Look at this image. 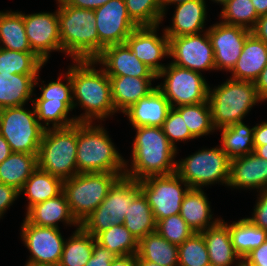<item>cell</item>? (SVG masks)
I'll return each instance as SVG.
<instances>
[{
  "label": "cell",
  "instance_id": "6da1fadb",
  "mask_svg": "<svg viewBox=\"0 0 267 266\" xmlns=\"http://www.w3.org/2000/svg\"><path fill=\"white\" fill-rule=\"evenodd\" d=\"M68 68L73 93V109L79 104L85 113L76 117L77 122L104 120L116 111L112 101L111 81L102 68H94L95 60H74ZM76 100V101H74ZM78 102V103H77Z\"/></svg>",
  "mask_w": 267,
  "mask_h": 266
},
{
  "label": "cell",
  "instance_id": "7a4b0ae2",
  "mask_svg": "<svg viewBox=\"0 0 267 266\" xmlns=\"http://www.w3.org/2000/svg\"><path fill=\"white\" fill-rule=\"evenodd\" d=\"M136 130L132 147L131 168L125 176L136 181L150 176L169 175L176 171L177 149L169 142L162 127L141 126Z\"/></svg>",
  "mask_w": 267,
  "mask_h": 266
},
{
  "label": "cell",
  "instance_id": "3957f363",
  "mask_svg": "<svg viewBox=\"0 0 267 266\" xmlns=\"http://www.w3.org/2000/svg\"><path fill=\"white\" fill-rule=\"evenodd\" d=\"M57 2L62 52L73 60H95L99 56V35L94 10Z\"/></svg>",
  "mask_w": 267,
  "mask_h": 266
},
{
  "label": "cell",
  "instance_id": "277c9868",
  "mask_svg": "<svg viewBox=\"0 0 267 266\" xmlns=\"http://www.w3.org/2000/svg\"><path fill=\"white\" fill-rule=\"evenodd\" d=\"M77 123L78 173L107 172L125 176L128 163L118 153L104 127Z\"/></svg>",
  "mask_w": 267,
  "mask_h": 266
},
{
  "label": "cell",
  "instance_id": "5b68a950",
  "mask_svg": "<svg viewBox=\"0 0 267 266\" xmlns=\"http://www.w3.org/2000/svg\"><path fill=\"white\" fill-rule=\"evenodd\" d=\"M209 86L208 101L215 129L241 122L259 98L254 82L227 79L218 87Z\"/></svg>",
  "mask_w": 267,
  "mask_h": 266
},
{
  "label": "cell",
  "instance_id": "8992f818",
  "mask_svg": "<svg viewBox=\"0 0 267 266\" xmlns=\"http://www.w3.org/2000/svg\"><path fill=\"white\" fill-rule=\"evenodd\" d=\"M76 155L77 123L45 129L37 155L38 168L62 180L69 179L78 174Z\"/></svg>",
  "mask_w": 267,
  "mask_h": 266
},
{
  "label": "cell",
  "instance_id": "52a82bcc",
  "mask_svg": "<svg viewBox=\"0 0 267 266\" xmlns=\"http://www.w3.org/2000/svg\"><path fill=\"white\" fill-rule=\"evenodd\" d=\"M120 177L117 173L91 172L63 180V193L79 225L100 205Z\"/></svg>",
  "mask_w": 267,
  "mask_h": 266
},
{
  "label": "cell",
  "instance_id": "ba28073f",
  "mask_svg": "<svg viewBox=\"0 0 267 266\" xmlns=\"http://www.w3.org/2000/svg\"><path fill=\"white\" fill-rule=\"evenodd\" d=\"M230 162L231 160L220 146L202 149L181 161H176L175 173L190 188L201 189L203 186L217 182L228 185Z\"/></svg>",
  "mask_w": 267,
  "mask_h": 266
},
{
  "label": "cell",
  "instance_id": "9c48e42d",
  "mask_svg": "<svg viewBox=\"0 0 267 266\" xmlns=\"http://www.w3.org/2000/svg\"><path fill=\"white\" fill-rule=\"evenodd\" d=\"M140 191L136 180L126 176L120 177L110 188L105 199L80 226L96 237L111 226L123 223L128 204Z\"/></svg>",
  "mask_w": 267,
  "mask_h": 266
},
{
  "label": "cell",
  "instance_id": "30bf717a",
  "mask_svg": "<svg viewBox=\"0 0 267 266\" xmlns=\"http://www.w3.org/2000/svg\"><path fill=\"white\" fill-rule=\"evenodd\" d=\"M24 106L0 109V134L12 152L38 154L45 128L38 122L33 110Z\"/></svg>",
  "mask_w": 267,
  "mask_h": 266
},
{
  "label": "cell",
  "instance_id": "8fae6325",
  "mask_svg": "<svg viewBox=\"0 0 267 266\" xmlns=\"http://www.w3.org/2000/svg\"><path fill=\"white\" fill-rule=\"evenodd\" d=\"M163 77V85H158L157 88L172 108L208 101L209 85L202 73L169 63L157 75V78Z\"/></svg>",
  "mask_w": 267,
  "mask_h": 266
},
{
  "label": "cell",
  "instance_id": "7c38bea8",
  "mask_svg": "<svg viewBox=\"0 0 267 266\" xmlns=\"http://www.w3.org/2000/svg\"><path fill=\"white\" fill-rule=\"evenodd\" d=\"M146 196L156 222L180 214V208L189 185L176 173L150 176L137 181ZM183 184L185 188H182Z\"/></svg>",
  "mask_w": 267,
  "mask_h": 266
},
{
  "label": "cell",
  "instance_id": "4fadbf2b",
  "mask_svg": "<svg viewBox=\"0 0 267 266\" xmlns=\"http://www.w3.org/2000/svg\"><path fill=\"white\" fill-rule=\"evenodd\" d=\"M169 57L176 66L201 73L216 70L212 43L207 30L200 33L169 38Z\"/></svg>",
  "mask_w": 267,
  "mask_h": 266
},
{
  "label": "cell",
  "instance_id": "5bb4252c",
  "mask_svg": "<svg viewBox=\"0 0 267 266\" xmlns=\"http://www.w3.org/2000/svg\"><path fill=\"white\" fill-rule=\"evenodd\" d=\"M94 14L99 35V55L107 46L124 44L138 27L128 15L125 0H109L95 9Z\"/></svg>",
  "mask_w": 267,
  "mask_h": 266
},
{
  "label": "cell",
  "instance_id": "9a60e30c",
  "mask_svg": "<svg viewBox=\"0 0 267 266\" xmlns=\"http://www.w3.org/2000/svg\"><path fill=\"white\" fill-rule=\"evenodd\" d=\"M21 228V238L31 254L28 263L58 266L65 244L59 228L37 226L26 219Z\"/></svg>",
  "mask_w": 267,
  "mask_h": 266
},
{
  "label": "cell",
  "instance_id": "2e32d148",
  "mask_svg": "<svg viewBox=\"0 0 267 266\" xmlns=\"http://www.w3.org/2000/svg\"><path fill=\"white\" fill-rule=\"evenodd\" d=\"M25 33L31 50L45 63L51 51H62L58 9L55 13L23 14Z\"/></svg>",
  "mask_w": 267,
  "mask_h": 266
},
{
  "label": "cell",
  "instance_id": "e0dca14e",
  "mask_svg": "<svg viewBox=\"0 0 267 266\" xmlns=\"http://www.w3.org/2000/svg\"><path fill=\"white\" fill-rule=\"evenodd\" d=\"M215 57L216 70L231 71L243 50L250 30L223 22L207 29Z\"/></svg>",
  "mask_w": 267,
  "mask_h": 266
},
{
  "label": "cell",
  "instance_id": "ac0fdd59",
  "mask_svg": "<svg viewBox=\"0 0 267 266\" xmlns=\"http://www.w3.org/2000/svg\"><path fill=\"white\" fill-rule=\"evenodd\" d=\"M157 28L159 25L137 27L125 43L141 62L158 75L166 66L160 64L159 60L169 56V38L165 32L158 37Z\"/></svg>",
  "mask_w": 267,
  "mask_h": 266
},
{
  "label": "cell",
  "instance_id": "d6986e66",
  "mask_svg": "<svg viewBox=\"0 0 267 266\" xmlns=\"http://www.w3.org/2000/svg\"><path fill=\"white\" fill-rule=\"evenodd\" d=\"M95 61L103 65L108 77H157L152 69L136 57L126 43L105 47Z\"/></svg>",
  "mask_w": 267,
  "mask_h": 266
},
{
  "label": "cell",
  "instance_id": "ffe728a7",
  "mask_svg": "<svg viewBox=\"0 0 267 266\" xmlns=\"http://www.w3.org/2000/svg\"><path fill=\"white\" fill-rule=\"evenodd\" d=\"M233 188L267 189V160L254 152L231 160L228 185Z\"/></svg>",
  "mask_w": 267,
  "mask_h": 266
},
{
  "label": "cell",
  "instance_id": "44dd1931",
  "mask_svg": "<svg viewBox=\"0 0 267 266\" xmlns=\"http://www.w3.org/2000/svg\"><path fill=\"white\" fill-rule=\"evenodd\" d=\"M171 105L164 94L155 88L148 96L141 98L123 112L133 127H162Z\"/></svg>",
  "mask_w": 267,
  "mask_h": 266
},
{
  "label": "cell",
  "instance_id": "7402d4cb",
  "mask_svg": "<svg viewBox=\"0 0 267 266\" xmlns=\"http://www.w3.org/2000/svg\"><path fill=\"white\" fill-rule=\"evenodd\" d=\"M267 65V44L253 33L247 36L241 55L230 71L232 79L254 82Z\"/></svg>",
  "mask_w": 267,
  "mask_h": 266
},
{
  "label": "cell",
  "instance_id": "603a6c76",
  "mask_svg": "<svg viewBox=\"0 0 267 266\" xmlns=\"http://www.w3.org/2000/svg\"><path fill=\"white\" fill-rule=\"evenodd\" d=\"M111 81L112 101L116 112H124L141 98L148 96L156 87L151 81L157 77H109Z\"/></svg>",
  "mask_w": 267,
  "mask_h": 266
},
{
  "label": "cell",
  "instance_id": "cb8c5ba5",
  "mask_svg": "<svg viewBox=\"0 0 267 266\" xmlns=\"http://www.w3.org/2000/svg\"><path fill=\"white\" fill-rule=\"evenodd\" d=\"M206 242L210 264L214 266H242L241 258L233 249L231 235L227 223L220 219L215 225L200 232Z\"/></svg>",
  "mask_w": 267,
  "mask_h": 266
},
{
  "label": "cell",
  "instance_id": "d4e9b609",
  "mask_svg": "<svg viewBox=\"0 0 267 266\" xmlns=\"http://www.w3.org/2000/svg\"><path fill=\"white\" fill-rule=\"evenodd\" d=\"M172 26L165 28L168 38L203 32L206 20L205 0H191L176 5Z\"/></svg>",
  "mask_w": 267,
  "mask_h": 266
},
{
  "label": "cell",
  "instance_id": "484cf974",
  "mask_svg": "<svg viewBox=\"0 0 267 266\" xmlns=\"http://www.w3.org/2000/svg\"><path fill=\"white\" fill-rule=\"evenodd\" d=\"M25 219L29 223L41 227L59 228L58 221L68 225L80 226L72 216L63 192L54 198L32 206L26 212Z\"/></svg>",
  "mask_w": 267,
  "mask_h": 266
},
{
  "label": "cell",
  "instance_id": "4316f807",
  "mask_svg": "<svg viewBox=\"0 0 267 266\" xmlns=\"http://www.w3.org/2000/svg\"><path fill=\"white\" fill-rule=\"evenodd\" d=\"M39 74L0 73V109L23 106L33 101V90Z\"/></svg>",
  "mask_w": 267,
  "mask_h": 266
},
{
  "label": "cell",
  "instance_id": "83f0119b",
  "mask_svg": "<svg viewBox=\"0 0 267 266\" xmlns=\"http://www.w3.org/2000/svg\"><path fill=\"white\" fill-rule=\"evenodd\" d=\"M180 216L197 233L215 225L220 219L212 221L209 201L202 189L190 188L185 194ZM211 220V221H210Z\"/></svg>",
  "mask_w": 267,
  "mask_h": 266
},
{
  "label": "cell",
  "instance_id": "f1b7e54d",
  "mask_svg": "<svg viewBox=\"0 0 267 266\" xmlns=\"http://www.w3.org/2000/svg\"><path fill=\"white\" fill-rule=\"evenodd\" d=\"M23 192L29 200L28 211L32 206L61 194L63 180L37 168L19 190V194Z\"/></svg>",
  "mask_w": 267,
  "mask_h": 266
},
{
  "label": "cell",
  "instance_id": "f546056e",
  "mask_svg": "<svg viewBox=\"0 0 267 266\" xmlns=\"http://www.w3.org/2000/svg\"><path fill=\"white\" fill-rule=\"evenodd\" d=\"M156 223L148 200L140 191L128 204L123 224L139 242L146 235L156 232Z\"/></svg>",
  "mask_w": 267,
  "mask_h": 266
},
{
  "label": "cell",
  "instance_id": "4dcf8cb0",
  "mask_svg": "<svg viewBox=\"0 0 267 266\" xmlns=\"http://www.w3.org/2000/svg\"><path fill=\"white\" fill-rule=\"evenodd\" d=\"M37 155L12 152L0 163V183L11 185L19 191L38 168Z\"/></svg>",
  "mask_w": 267,
  "mask_h": 266
},
{
  "label": "cell",
  "instance_id": "1f68e13d",
  "mask_svg": "<svg viewBox=\"0 0 267 266\" xmlns=\"http://www.w3.org/2000/svg\"><path fill=\"white\" fill-rule=\"evenodd\" d=\"M178 246L169 243L157 232L146 235L138 242L136 258H143L159 266H178Z\"/></svg>",
  "mask_w": 267,
  "mask_h": 266
},
{
  "label": "cell",
  "instance_id": "d6a6232c",
  "mask_svg": "<svg viewBox=\"0 0 267 266\" xmlns=\"http://www.w3.org/2000/svg\"><path fill=\"white\" fill-rule=\"evenodd\" d=\"M227 227L233 249L241 260L267 240V230L257 227L247 218L227 224Z\"/></svg>",
  "mask_w": 267,
  "mask_h": 266
},
{
  "label": "cell",
  "instance_id": "836d02e7",
  "mask_svg": "<svg viewBox=\"0 0 267 266\" xmlns=\"http://www.w3.org/2000/svg\"><path fill=\"white\" fill-rule=\"evenodd\" d=\"M219 129L222 130L220 147L230 160L254 152V127L249 128L241 121Z\"/></svg>",
  "mask_w": 267,
  "mask_h": 266
},
{
  "label": "cell",
  "instance_id": "e575fe53",
  "mask_svg": "<svg viewBox=\"0 0 267 266\" xmlns=\"http://www.w3.org/2000/svg\"><path fill=\"white\" fill-rule=\"evenodd\" d=\"M0 48L20 52H33L25 33L21 12L0 11Z\"/></svg>",
  "mask_w": 267,
  "mask_h": 266
},
{
  "label": "cell",
  "instance_id": "d590c367",
  "mask_svg": "<svg viewBox=\"0 0 267 266\" xmlns=\"http://www.w3.org/2000/svg\"><path fill=\"white\" fill-rule=\"evenodd\" d=\"M96 239L81 226L65 241L58 266H85L93 253Z\"/></svg>",
  "mask_w": 267,
  "mask_h": 266
},
{
  "label": "cell",
  "instance_id": "8d00e7d4",
  "mask_svg": "<svg viewBox=\"0 0 267 266\" xmlns=\"http://www.w3.org/2000/svg\"><path fill=\"white\" fill-rule=\"evenodd\" d=\"M95 239L98 244L117 256L136 255L138 252V241L123 223L100 232Z\"/></svg>",
  "mask_w": 267,
  "mask_h": 266
},
{
  "label": "cell",
  "instance_id": "74e56055",
  "mask_svg": "<svg viewBox=\"0 0 267 266\" xmlns=\"http://www.w3.org/2000/svg\"><path fill=\"white\" fill-rule=\"evenodd\" d=\"M44 64L34 52L0 48V73L39 74Z\"/></svg>",
  "mask_w": 267,
  "mask_h": 266
},
{
  "label": "cell",
  "instance_id": "f35d334b",
  "mask_svg": "<svg viewBox=\"0 0 267 266\" xmlns=\"http://www.w3.org/2000/svg\"><path fill=\"white\" fill-rule=\"evenodd\" d=\"M175 109L181 114L190 133L195 138L208 135L215 130L209 101L181 105L175 107Z\"/></svg>",
  "mask_w": 267,
  "mask_h": 266
},
{
  "label": "cell",
  "instance_id": "ab89813d",
  "mask_svg": "<svg viewBox=\"0 0 267 266\" xmlns=\"http://www.w3.org/2000/svg\"><path fill=\"white\" fill-rule=\"evenodd\" d=\"M38 122L45 128H65L78 123L76 117L68 118V113L72 111L63 101L33 100L32 101ZM44 121V125L42 124ZM48 126V127H46Z\"/></svg>",
  "mask_w": 267,
  "mask_h": 266
},
{
  "label": "cell",
  "instance_id": "60d3db41",
  "mask_svg": "<svg viewBox=\"0 0 267 266\" xmlns=\"http://www.w3.org/2000/svg\"><path fill=\"white\" fill-rule=\"evenodd\" d=\"M260 16L251 0H228L220 13L223 23L252 30Z\"/></svg>",
  "mask_w": 267,
  "mask_h": 266
},
{
  "label": "cell",
  "instance_id": "b9f144b4",
  "mask_svg": "<svg viewBox=\"0 0 267 266\" xmlns=\"http://www.w3.org/2000/svg\"><path fill=\"white\" fill-rule=\"evenodd\" d=\"M131 20L138 26H156L163 21L162 0H125Z\"/></svg>",
  "mask_w": 267,
  "mask_h": 266
},
{
  "label": "cell",
  "instance_id": "7bdbcfd3",
  "mask_svg": "<svg viewBox=\"0 0 267 266\" xmlns=\"http://www.w3.org/2000/svg\"><path fill=\"white\" fill-rule=\"evenodd\" d=\"M178 266L210 265L208 249L201 233L195 232L183 244L178 246Z\"/></svg>",
  "mask_w": 267,
  "mask_h": 266
},
{
  "label": "cell",
  "instance_id": "ee69618b",
  "mask_svg": "<svg viewBox=\"0 0 267 266\" xmlns=\"http://www.w3.org/2000/svg\"><path fill=\"white\" fill-rule=\"evenodd\" d=\"M156 232L169 243L176 246L183 244L195 233L180 214H175L157 221Z\"/></svg>",
  "mask_w": 267,
  "mask_h": 266
},
{
  "label": "cell",
  "instance_id": "f6af8a7d",
  "mask_svg": "<svg viewBox=\"0 0 267 266\" xmlns=\"http://www.w3.org/2000/svg\"><path fill=\"white\" fill-rule=\"evenodd\" d=\"M162 130L167 136L169 142L176 149L177 147L175 142L195 139L186 126L183 117L175 108L170 109L167 118L163 123Z\"/></svg>",
  "mask_w": 267,
  "mask_h": 266
},
{
  "label": "cell",
  "instance_id": "bcb514c9",
  "mask_svg": "<svg viewBox=\"0 0 267 266\" xmlns=\"http://www.w3.org/2000/svg\"><path fill=\"white\" fill-rule=\"evenodd\" d=\"M67 83L61 82L60 77L57 81H51L47 85L40 87L42 93L40 97L35 98V100H50L63 101L71 110H73V93H72V83L70 80V75L66 73Z\"/></svg>",
  "mask_w": 267,
  "mask_h": 266
},
{
  "label": "cell",
  "instance_id": "7dc6e473",
  "mask_svg": "<svg viewBox=\"0 0 267 266\" xmlns=\"http://www.w3.org/2000/svg\"><path fill=\"white\" fill-rule=\"evenodd\" d=\"M253 216L249 219L254 225L267 230V189L260 191Z\"/></svg>",
  "mask_w": 267,
  "mask_h": 266
},
{
  "label": "cell",
  "instance_id": "c3c4849f",
  "mask_svg": "<svg viewBox=\"0 0 267 266\" xmlns=\"http://www.w3.org/2000/svg\"><path fill=\"white\" fill-rule=\"evenodd\" d=\"M117 257L112 251L95 241L92 256L85 266H110Z\"/></svg>",
  "mask_w": 267,
  "mask_h": 266
},
{
  "label": "cell",
  "instance_id": "681fc988",
  "mask_svg": "<svg viewBox=\"0 0 267 266\" xmlns=\"http://www.w3.org/2000/svg\"><path fill=\"white\" fill-rule=\"evenodd\" d=\"M242 266H267V240L242 260Z\"/></svg>",
  "mask_w": 267,
  "mask_h": 266
},
{
  "label": "cell",
  "instance_id": "f907efd6",
  "mask_svg": "<svg viewBox=\"0 0 267 266\" xmlns=\"http://www.w3.org/2000/svg\"><path fill=\"white\" fill-rule=\"evenodd\" d=\"M19 195V191L15 187L0 183V218Z\"/></svg>",
  "mask_w": 267,
  "mask_h": 266
},
{
  "label": "cell",
  "instance_id": "816d5d0a",
  "mask_svg": "<svg viewBox=\"0 0 267 266\" xmlns=\"http://www.w3.org/2000/svg\"><path fill=\"white\" fill-rule=\"evenodd\" d=\"M62 1L66 5H70L73 7L95 10L106 4L109 0H62Z\"/></svg>",
  "mask_w": 267,
  "mask_h": 266
},
{
  "label": "cell",
  "instance_id": "f5cc1de1",
  "mask_svg": "<svg viewBox=\"0 0 267 266\" xmlns=\"http://www.w3.org/2000/svg\"><path fill=\"white\" fill-rule=\"evenodd\" d=\"M254 86L262 101L267 100V65L261 71L260 75L254 81Z\"/></svg>",
  "mask_w": 267,
  "mask_h": 266
},
{
  "label": "cell",
  "instance_id": "db71d44e",
  "mask_svg": "<svg viewBox=\"0 0 267 266\" xmlns=\"http://www.w3.org/2000/svg\"><path fill=\"white\" fill-rule=\"evenodd\" d=\"M257 38L267 44V14L261 15L251 30Z\"/></svg>",
  "mask_w": 267,
  "mask_h": 266
},
{
  "label": "cell",
  "instance_id": "11a10c76",
  "mask_svg": "<svg viewBox=\"0 0 267 266\" xmlns=\"http://www.w3.org/2000/svg\"><path fill=\"white\" fill-rule=\"evenodd\" d=\"M254 146L267 144V122H261L254 126L253 134Z\"/></svg>",
  "mask_w": 267,
  "mask_h": 266
},
{
  "label": "cell",
  "instance_id": "9f6ffc18",
  "mask_svg": "<svg viewBox=\"0 0 267 266\" xmlns=\"http://www.w3.org/2000/svg\"><path fill=\"white\" fill-rule=\"evenodd\" d=\"M110 266H136V255L118 256Z\"/></svg>",
  "mask_w": 267,
  "mask_h": 266
},
{
  "label": "cell",
  "instance_id": "6f0895ef",
  "mask_svg": "<svg viewBox=\"0 0 267 266\" xmlns=\"http://www.w3.org/2000/svg\"><path fill=\"white\" fill-rule=\"evenodd\" d=\"M12 153L11 147L6 139L0 134V163Z\"/></svg>",
  "mask_w": 267,
  "mask_h": 266
},
{
  "label": "cell",
  "instance_id": "680465c9",
  "mask_svg": "<svg viewBox=\"0 0 267 266\" xmlns=\"http://www.w3.org/2000/svg\"><path fill=\"white\" fill-rule=\"evenodd\" d=\"M259 16L267 14V0H251Z\"/></svg>",
  "mask_w": 267,
  "mask_h": 266
},
{
  "label": "cell",
  "instance_id": "91938a15",
  "mask_svg": "<svg viewBox=\"0 0 267 266\" xmlns=\"http://www.w3.org/2000/svg\"><path fill=\"white\" fill-rule=\"evenodd\" d=\"M254 153L267 160V144L261 146H254Z\"/></svg>",
  "mask_w": 267,
  "mask_h": 266
},
{
  "label": "cell",
  "instance_id": "94428289",
  "mask_svg": "<svg viewBox=\"0 0 267 266\" xmlns=\"http://www.w3.org/2000/svg\"><path fill=\"white\" fill-rule=\"evenodd\" d=\"M186 1H191V0H162V10H163V14L165 15V10H166V7L167 5L169 6V4H174L176 3L177 4H180V3H184Z\"/></svg>",
  "mask_w": 267,
  "mask_h": 266
},
{
  "label": "cell",
  "instance_id": "6125c7cd",
  "mask_svg": "<svg viewBox=\"0 0 267 266\" xmlns=\"http://www.w3.org/2000/svg\"><path fill=\"white\" fill-rule=\"evenodd\" d=\"M136 266H159V265L151 261H146L143 258H136Z\"/></svg>",
  "mask_w": 267,
  "mask_h": 266
},
{
  "label": "cell",
  "instance_id": "be15d7a7",
  "mask_svg": "<svg viewBox=\"0 0 267 266\" xmlns=\"http://www.w3.org/2000/svg\"><path fill=\"white\" fill-rule=\"evenodd\" d=\"M212 1L220 3V4H222L224 6L227 3L228 0H212Z\"/></svg>",
  "mask_w": 267,
  "mask_h": 266
},
{
  "label": "cell",
  "instance_id": "e7e4bbea",
  "mask_svg": "<svg viewBox=\"0 0 267 266\" xmlns=\"http://www.w3.org/2000/svg\"><path fill=\"white\" fill-rule=\"evenodd\" d=\"M25 266H40V265H35V264H31V263H26Z\"/></svg>",
  "mask_w": 267,
  "mask_h": 266
}]
</instances>
